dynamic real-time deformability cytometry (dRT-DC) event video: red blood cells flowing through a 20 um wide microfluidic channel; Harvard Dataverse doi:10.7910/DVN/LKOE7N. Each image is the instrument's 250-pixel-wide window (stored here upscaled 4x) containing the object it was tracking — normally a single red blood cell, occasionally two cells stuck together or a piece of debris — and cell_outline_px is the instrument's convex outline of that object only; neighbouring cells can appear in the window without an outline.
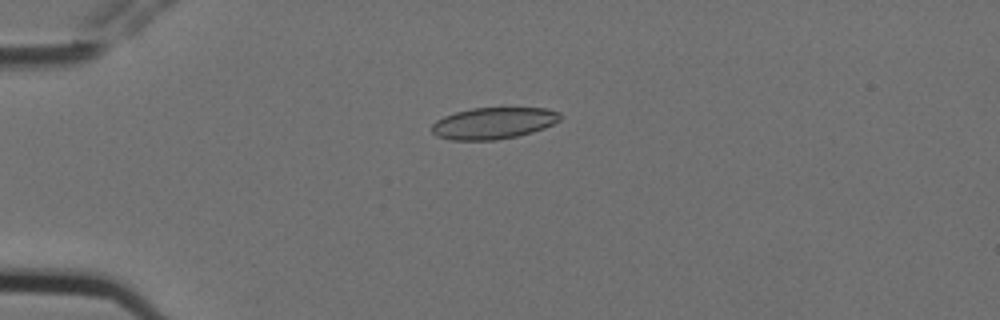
{"species": "Egyptian fruit bat (a non-hibernating species)", "species_latin": "Rousettus aegyptiacus", "temperature_condition": "cold", "stored_images_in_passage": 3, "camera_frame_rate_fps": 3000, "um_per_image_px": 0.085, "animal": {"sex": "female"}, "frame": {"image": 1, "passage_image": 3, "time_ms": 0.667, "image_size_px": [1000, 320], "cell_outline_px": [[560, 120], [544, 128], [532, 132], [516, 136], [496, 140], [452, 140], [436, 136], [432, 132], [432, 124], [436, 120], [444, 116], [456, 112], [472, 108], [548, 108], [560, 112]], "centroid_in_image_um": [41.93, 10.47], "position_along_channel_um": 43.1, "area_um2": 23.58}}